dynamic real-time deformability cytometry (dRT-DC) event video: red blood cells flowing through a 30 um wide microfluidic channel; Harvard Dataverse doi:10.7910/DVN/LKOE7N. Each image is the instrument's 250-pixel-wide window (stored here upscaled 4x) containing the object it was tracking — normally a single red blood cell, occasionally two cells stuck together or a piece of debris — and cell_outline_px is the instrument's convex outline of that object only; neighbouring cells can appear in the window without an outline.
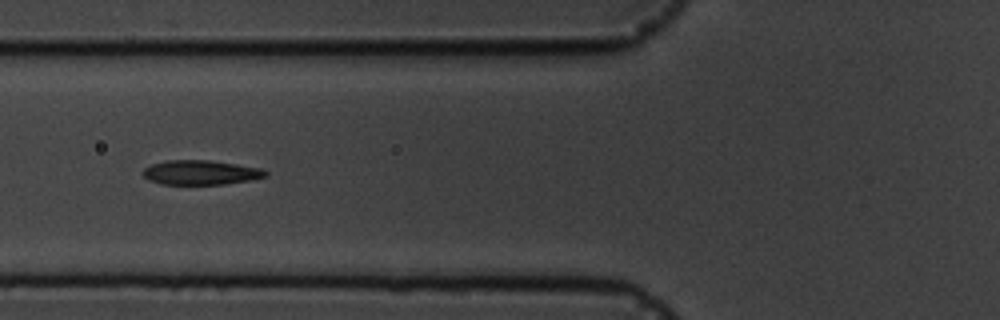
{"species": "common noctule bat (a hibernating species)", "species_latin": "Nyctalus noctula", "temperature_condition": "cold", "stored_images_in_passage": 9, "camera_frame_rate_fps": 3000, "um_per_image_px": 0.085, "animal": {"sex": "male", "body_mass_g": 19.5, "forearm_length_mm": 54.6}, "frame": {"image": 1, "passage_image": 7, "time_ms": 7.0, "image_size_px": [1000, 320], "cell_outline_px": [[268, 176], [252, 180], [224, 184], [160, 184], [148, 180], [144, 176], [144, 168], [152, 164], [168, 160], [208, 160], [236, 164], [260, 168], [268, 172]], "centroid_in_image_um": [17.08, 14.67], "position_along_channel_um": 108.7, "area_um2": 17.46}}
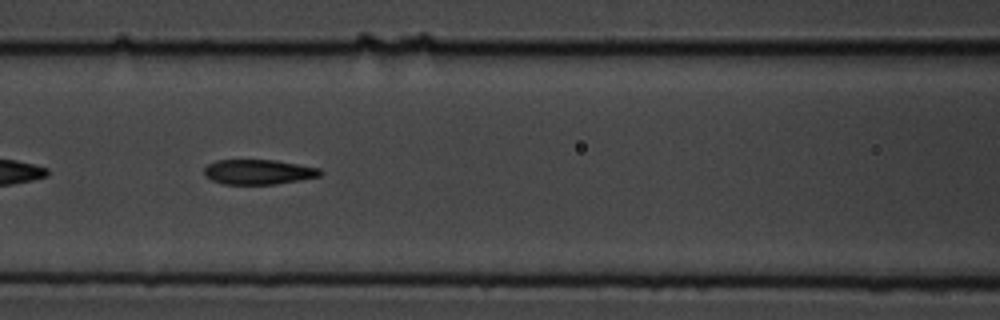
{"frame": {"image": 2, "passage_image": 8, "time_ms": 8.0, "image_size_px": [1000, 320], "cell_outline_px": [[324, 172], [320, 176], [300, 180], [276, 184], [224, 184], [212, 180], [204, 176], [204, 168], [208, 164], [216, 160], [276, 160], [320, 168]], "centroid_in_image_um": [21.98, 14.61], "position_along_channel_um": 144.6, "area_um2": 16.94}}